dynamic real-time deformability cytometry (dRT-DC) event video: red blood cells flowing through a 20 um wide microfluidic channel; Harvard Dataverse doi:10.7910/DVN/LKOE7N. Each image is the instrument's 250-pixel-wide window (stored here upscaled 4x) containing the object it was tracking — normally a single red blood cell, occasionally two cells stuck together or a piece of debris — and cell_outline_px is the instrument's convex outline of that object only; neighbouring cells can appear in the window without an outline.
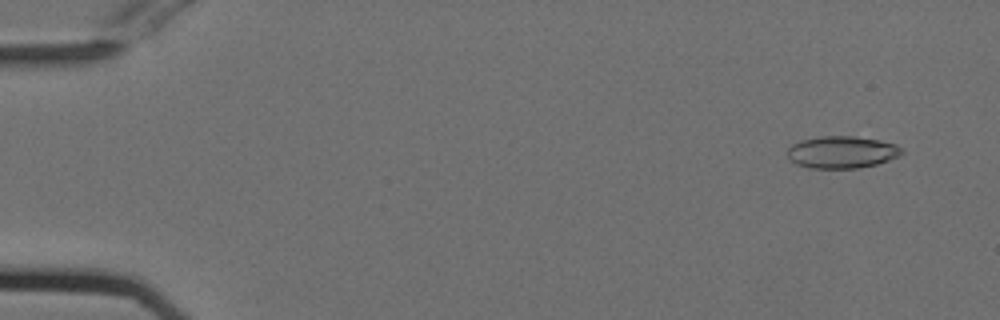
{"species": "Egyptian fruit bat (a non-hibernating species)", "species_latin": "Rousettus aegyptiacus", "temperature_condition": "cold", "stored_images_in_passage": 51, "camera_frame_rate_fps": 3000, "um_per_image_px": 0.085, "animal": {"sex": "female"}, "frame": {"image": 1, "passage_image": 1, "time_ms": 0.0, "image_size_px": [1000, 320], "cell_outline_px": [[904, 152], [888, 160], [876, 164], [860, 168], [808, 168], [796, 164], [788, 156], [788, 148], [792, 144], [804, 140], [820, 136], [852, 136], [880, 140], [896, 144]], "centroid_in_image_um": [71.55, 12.93], "position_along_channel_um": 13.4, "area_um2": 21.21}}
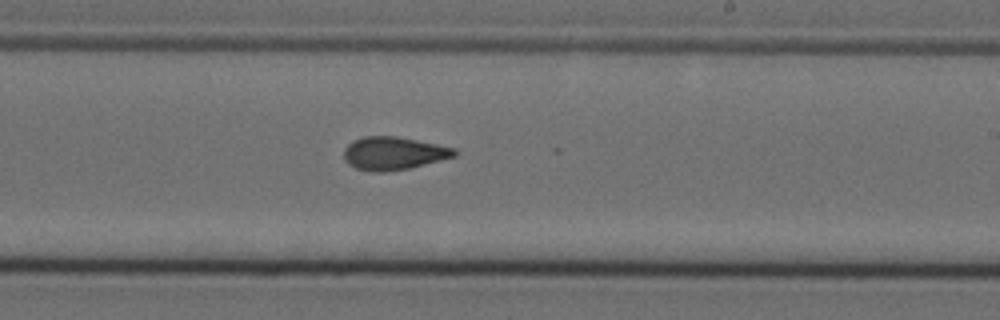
{"frame": {"image": 2, "passage_image": 30, "time_ms": 9.667, "image_size_px": [1000, 320], "cell_outline_px": [[456, 156], [408, 168], [384, 172], [372, 172], [356, 168], [348, 164], [344, 160], [344, 148], [352, 140], [364, 136], [396, 136], [456, 148]], "centroid_in_image_um": [33.41, 13.03], "position_along_channel_um": 255.6, "area_um2": 21.21}}
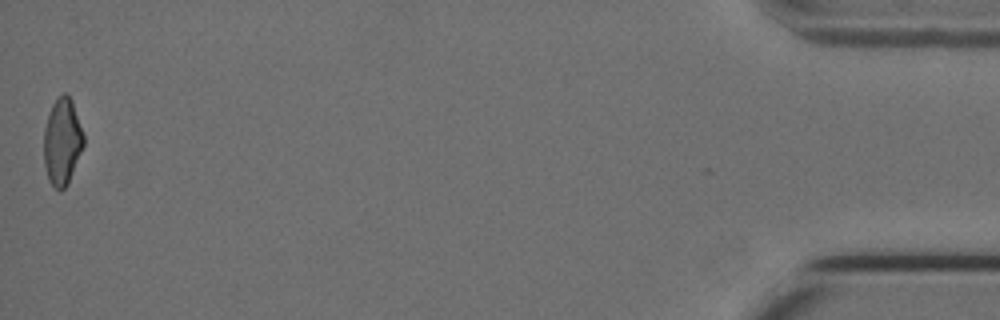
{"frame": {"image": 3, "passage_image": 51, "time_ms": 16.667, "image_size_px": [1000, 320], "cell_outline_px": [[84, 144], [68, 184], [60, 192], [48, 180], [44, 164], [44, 128], [52, 104], [64, 92], [72, 100], [84, 136]], "centroid_in_image_um": [5.28, 12.06], "position_along_channel_um": 429.9, "area_um2": 19.94}, "authors_computed_cell_mechanics": {"area_um2": 20.9814, "velocity_mm_per_s": 3.7885, "shape_relaxation_time_tau1_ms": 8.4294, "shape_relaxation_time_tau2_ms": 2.6762, "deformation_change_tau1": 0.1923, "deformation_change_tau2": 0.0959}}